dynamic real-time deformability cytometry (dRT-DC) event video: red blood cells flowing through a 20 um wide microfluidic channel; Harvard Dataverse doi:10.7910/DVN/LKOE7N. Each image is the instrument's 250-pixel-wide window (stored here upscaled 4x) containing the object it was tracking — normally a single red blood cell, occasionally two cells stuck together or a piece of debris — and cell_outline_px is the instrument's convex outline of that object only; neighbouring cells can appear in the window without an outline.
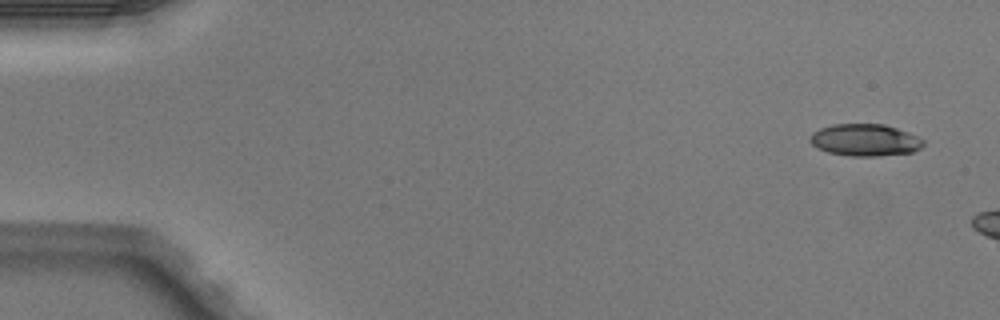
{"species": "Egyptian fruit bat (a non-hibernating species)", "species_latin": "Rousettus aegyptiacus", "temperature_condition": "warm", "stored_images_in_passage": 3, "camera_frame_rate_fps": 3000, "um_per_image_px": 0.085, "animal": {"sex": "male"}, "frame": {"image": 1, "passage_image": 1, "time_ms": 0.0, "image_size_px": [1000, 320], "cell_outline_px": [[924, 144], [920, 148], [912, 152], [876, 156], [852, 156], [828, 152], [812, 144], [808, 140], [808, 136], [812, 132], [820, 128], [832, 124], [884, 124], [896, 128], [916, 136], [924, 140]], "centroid_in_image_um": [73.49, 11.89], "position_along_channel_um": 11.5, "area_um2": 21.04}}